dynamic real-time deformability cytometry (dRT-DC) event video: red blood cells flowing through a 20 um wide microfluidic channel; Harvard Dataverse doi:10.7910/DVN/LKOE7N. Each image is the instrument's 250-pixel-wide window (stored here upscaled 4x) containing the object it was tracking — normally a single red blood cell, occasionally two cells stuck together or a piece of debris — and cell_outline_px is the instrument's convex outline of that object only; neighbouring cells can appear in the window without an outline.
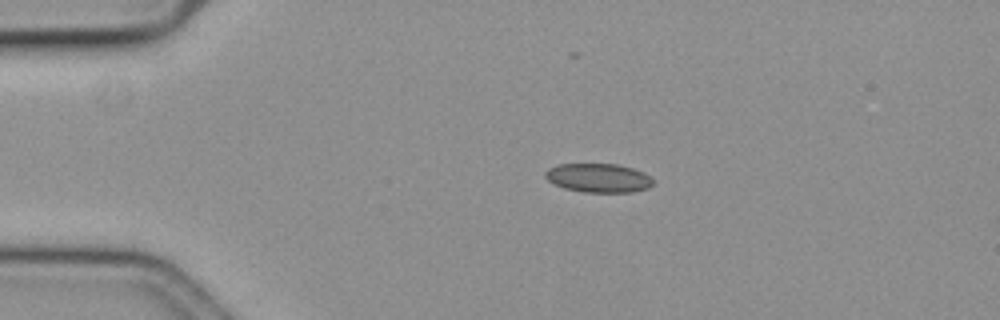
{"species": "common noctule bat (a hibernating species)", "species_latin": "Nyctalus noctula", "temperature_condition": "cold", "stored_images_in_passage": 18, "camera_frame_rate_fps": 3000, "um_per_image_px": 0.085, "animal": {"sex": "female", "body_mass_g": 19.3, "forearm_length_mm": 54.1}, "frame": {"image": 1, "passage_image": 12, "time_ms": 3.667, "image_size_px": [1000, 320], "cell_outline_px": [[652, 184], [648, 188], [632, 192], [584, 192], [564, 188], [548, 180], [544, 176], [544, 172], [548, 168], [560, 164], [616, 164], [632, 168], [644, 172], [652, 180]], "centroid_in_image_um": [50.85, 15.12], "position_along_channel_um": 34.2, "area_um2": 18.03}}